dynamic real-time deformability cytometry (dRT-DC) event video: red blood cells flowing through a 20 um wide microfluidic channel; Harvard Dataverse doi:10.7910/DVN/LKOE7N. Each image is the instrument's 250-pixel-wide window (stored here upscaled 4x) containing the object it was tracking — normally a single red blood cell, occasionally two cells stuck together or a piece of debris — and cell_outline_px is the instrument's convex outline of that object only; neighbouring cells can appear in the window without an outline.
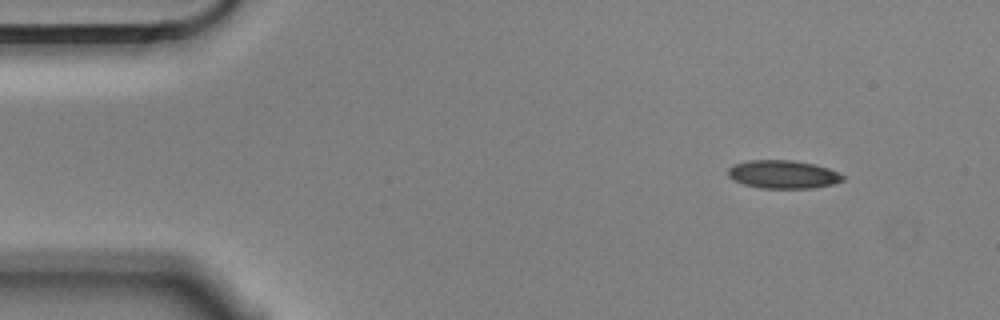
{"species": "Egyptian fruit bat (a non-hibernating species)", "species_latin": "Rousettus aegyptiacus", "temperature_condition": "cold", "stored_images_in_passage": 10, "camera_frame_rate_fps": 3000, "um_per_image_px": 0.085, "animal": {"sex": "male"}, "frame": {"image": 1, "passage_image": 1, "time_ms": 0.0, "image_size_px": [1000, 320], "cell_outline_px": [[844, 180], [832, 184], [812, 188], [760, 188], [744, 184], [732, 180], [728, 176], [728, 168], [732, 164], [748, 160], [792, 160], [812, 164], [828, 168], [840, 172], [844, 176]], "centroid_in_image_um": [66.53, 14.82], "position_along_channel_um": 18.5, "area_um2": 18.96}}
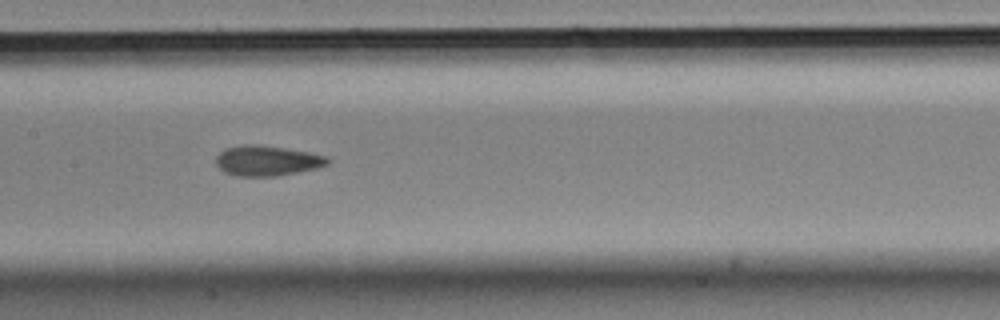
{"frame": {"image": 2, "passage_image": 7, "time_ms": 2.0, "image_size_px": [1000, 320], "cell_outline_px": [[332, 160], [328, 164], [316, 168], [276, 176], [236, 176], [224, 172], [216, 164], [216, 156], [224, 148], [244, 144], [260, 144], [308, 152], [328, 156]], "centroid_in_image_um": [22.69, 13.65], "position_along_channel_um": 184.7, "area_um2": 19.77}}
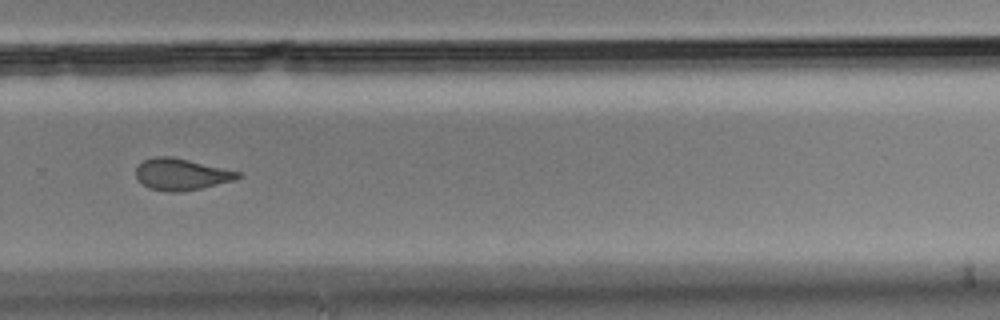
{"frame": {"image": 3, "passage_image": 10, "time_ms": 3.0, "image_size_px": [1000, 320], "cell_outline_px": [[244, 176], [232, 180], [200, 188], [180, 192], [168, 192], [148, 188], [136, 176], [136, 168], [144, 160], [152, 156], [172, 156], [240, 172]], "centroid_in_image_um": [15.39, 14.81], "position_along_channel_um": 314.4, "area_um2": 18.55}}